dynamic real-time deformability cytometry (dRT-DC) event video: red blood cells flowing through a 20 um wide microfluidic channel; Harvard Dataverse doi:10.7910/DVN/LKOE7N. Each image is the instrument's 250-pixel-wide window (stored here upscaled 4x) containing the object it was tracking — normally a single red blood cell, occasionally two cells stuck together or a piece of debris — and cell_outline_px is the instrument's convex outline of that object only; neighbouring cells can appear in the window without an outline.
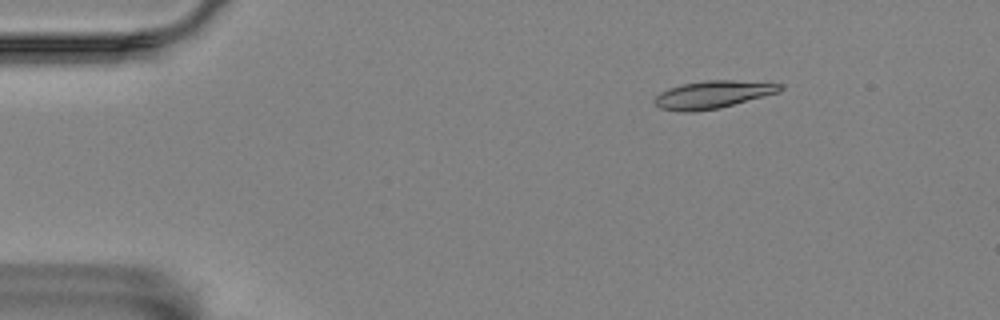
{"species": "Egyptian fruit bat (a non-hibernating species)", "species_latin": "Rousettus aegyptiacus", "temperature_condition": "room temperature", "stored_images_in_passage": 5, "camera_frame_rate_fps": 3000, "um_per_image_px": 0.085, "animal": {"sex": "female"}, "frame": {"image": 1, "passage_image": 3, "time_ms": 2.333, "image_size_px": [1000, 320], "cell_outline_px": [[784, 88], [780, 92], [720, 108], [692, 112], [684, 112], [660, 108], [652, 100], [660, 92], [668, 88], [684, 84], [704, 80], [736, 80], [784, 84]], "centroid_in_image_um": [60.61, 8.03], "position_along_channel_um": 24.4, "area_um2": 20.29}}